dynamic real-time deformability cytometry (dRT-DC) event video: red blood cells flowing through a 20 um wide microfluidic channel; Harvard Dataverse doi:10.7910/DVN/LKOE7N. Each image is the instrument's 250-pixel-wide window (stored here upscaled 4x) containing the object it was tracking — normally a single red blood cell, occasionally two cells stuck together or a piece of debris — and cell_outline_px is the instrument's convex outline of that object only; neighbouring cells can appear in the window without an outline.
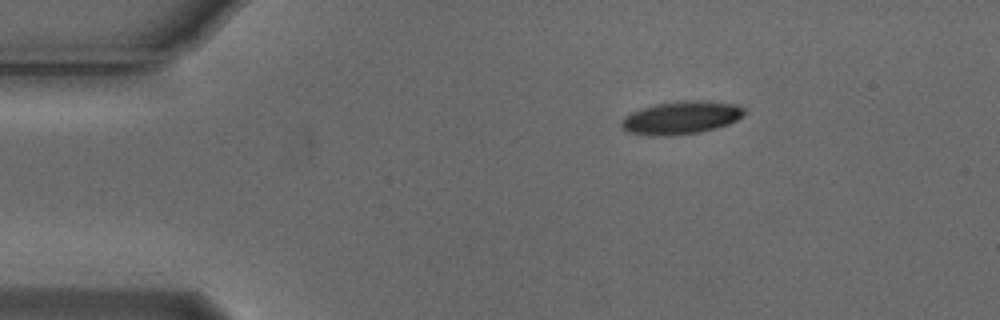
{"species": "Egyptian fruit bat (a non-hibernating species)", "species_latin": "Rousettus aegyptiacus", "temperature_condition": "cold", "stored_images_in_passage": 45, "camera_frame_rate_fps": 3000, "um_per_image_px": 0.085, "animal": {"sex": "male"}, "frame": {"image": 1, "passage_image": 1, "time_ms": 0.0, "image_size_px": [1000, 320], "cell_outline_px": [[748, 112], [744, 116], [728, 124], [716, 128], [700, 132], [668, 136], [656, 136], [628, 132], [620, 128], [620, 120], [624, 116], [632, 112], [656, 104], [684, 100], [700, 100], [736, 104], [748, 108]], "centroid_in_image_um": [57.93, 10.0], "position_along_channel_um": 27.1, "area_um2": 23.87}}
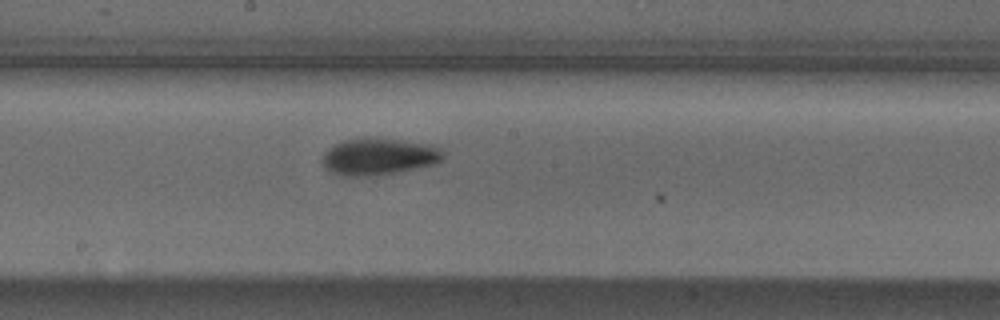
{"frame": {"image": 2, "passage_image": 21, "time_ms": 6.667, "image_size_px": [1000, 320], "cell_outline_px": [[444, 156], [436, 164], [396, 172], [368, 176], [344, 176], [332, 172], [324, 164], [324, 152], [328, 148], [344, 140], [376, 136], [404, 140], [428, 144], [440, 148], [444, 152]], "centroid_in_image_um": [32.23, 13.28], "position_along_channel_um": 216.0, "area_um2": 25.89}}
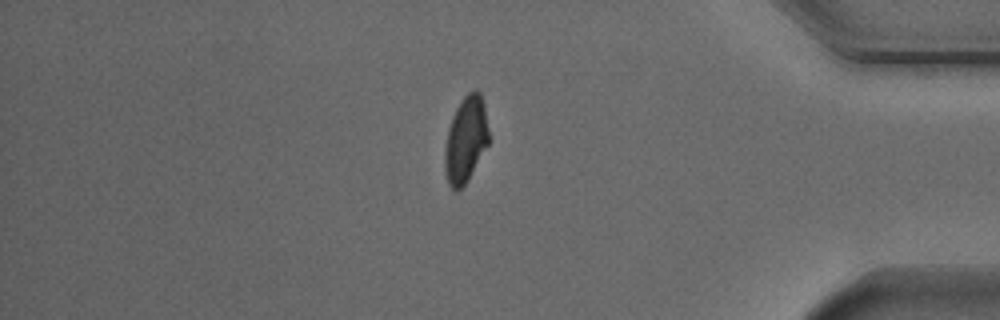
{"frame": {"image": 3, "passage_image": 38, "time_ms": 12.333, "image_size_px": [1000, 320], "cell_outline_px": [[488, 144], [468, 180], [456, 192], [448, 184], [444, 168], [444, 152], [448, 128], [452, 116], [460, 100], [468, 92], [476, 88], [480, 92], [484, 104], [488, 132]], "centroid_in_image_um": [39.57, 11.85], "position_along_channel_um": 395.6, "area_um2": 22.08}, "authors_computed_cell_mechanics": {"area_um2": 23.8714, "velocity_mm_per_s": 3.7537, "shape_relaxation_time_tau1_ms": 2.639, "shape_relaxation_time_tau2_ms": 4.5562, "deformation_change_tau1": 0.1406, "deformation_change_tau2": 0.0809}}